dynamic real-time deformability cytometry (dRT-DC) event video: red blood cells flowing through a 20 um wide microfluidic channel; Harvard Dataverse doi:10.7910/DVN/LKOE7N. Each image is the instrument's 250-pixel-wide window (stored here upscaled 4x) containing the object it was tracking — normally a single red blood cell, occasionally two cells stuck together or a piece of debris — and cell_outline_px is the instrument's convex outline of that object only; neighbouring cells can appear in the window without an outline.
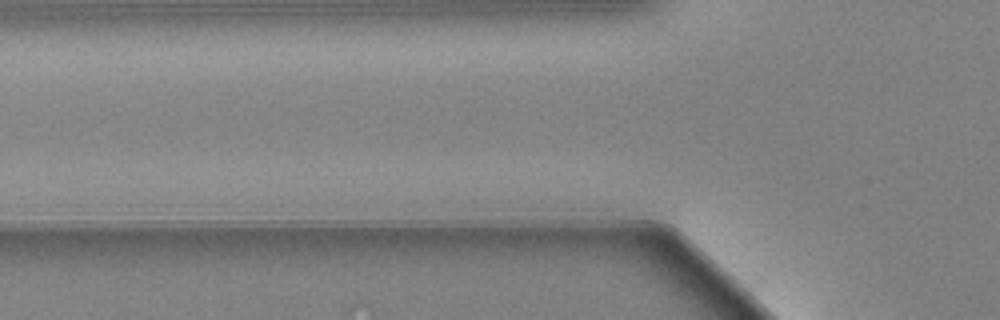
{"species": "Egyptian fruit bat (a non-hibernating species)", "species_latin": "Rousettus aegyptiacus", "temperature_condition": "warm", "stored_images_in_passage": 4, "camera_frame_rate_fps": 3000, "um_per_image_px": 0.085, "animal": {"sex": "female"}, "frame": {"image": 1, "passage_image": 4, "time_ms": 1.0, "image_size_px": [1000, 320], "cell_outline_px": [[548, 24], [540, 32], [500, 32], [440, 28], [428, 24], [428, 20], [436, 16], [488, 12], [540, 16]], "centroid_in_image_um": [41.69, 1.9], "position_along_channel_um": 84.1, "area_um2": 13.41}}